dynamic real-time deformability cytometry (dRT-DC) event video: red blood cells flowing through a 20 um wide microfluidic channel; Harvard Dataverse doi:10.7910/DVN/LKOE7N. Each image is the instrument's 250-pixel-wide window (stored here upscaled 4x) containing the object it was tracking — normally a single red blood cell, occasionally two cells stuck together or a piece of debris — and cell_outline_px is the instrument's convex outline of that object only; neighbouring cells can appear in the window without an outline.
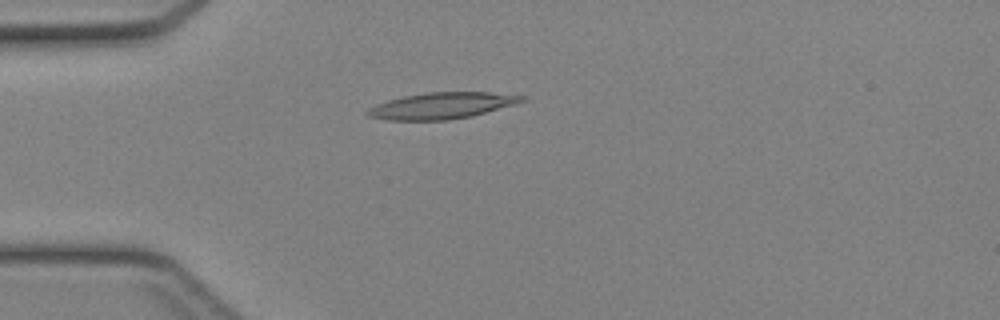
{"species": "Egyptian fruit bat (a non-hibernating species)", "species_latin": "Rousettus aegyptiacus", "temperature_condition": "cold", "stored_images_in_passage": 39, "camera_frame_rate_fps": 3000, "um_per_image_px": 0.085, "animal": {"sex": "female"}, "frame": {"image": 1, "passage_image": 7, "time_ms": 2.0, "image_size_px": [1000, 320], "cell_outline_px": [[528, 100], [516, 104], [472, 116], [448, 120], [388, 120], [368, 116], [364, 112], [368, 108], [376, 104], [388, 100], [404, 96], [428, 92], [488, 92], [528, 96]], "centroid_in_image_um": [37.58, 8.98], "position_along_channel_um": 47.4, "area_um2": 23.81}}
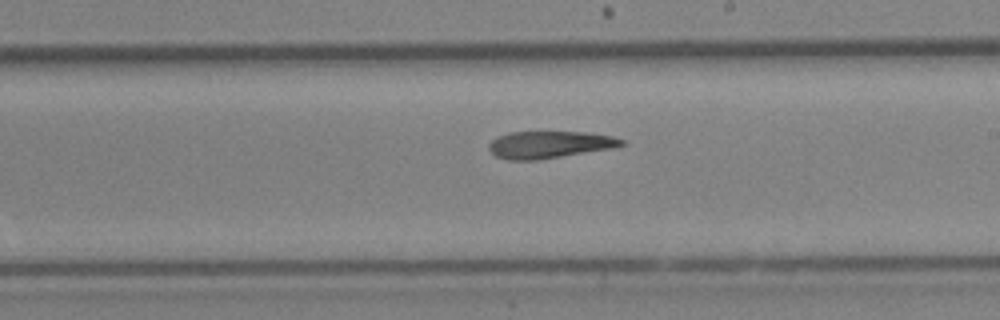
{"frame": {"image": 2, "passage_image": 21, "time_ms": 6.667, "image_size_px": [1000, 320], "cell_outline_px": [[628, 144], [616, 148], [540, 160], [508, 160], [496, 156], [488, 148], [488, 144], [492, 140], [508, 132], [584, 132], [612, 136], [624, 140]], "centroid_in_image_um": [46.76, 12.3], "position_along_channel_um": 242.2, "area_um2": 21.21}}
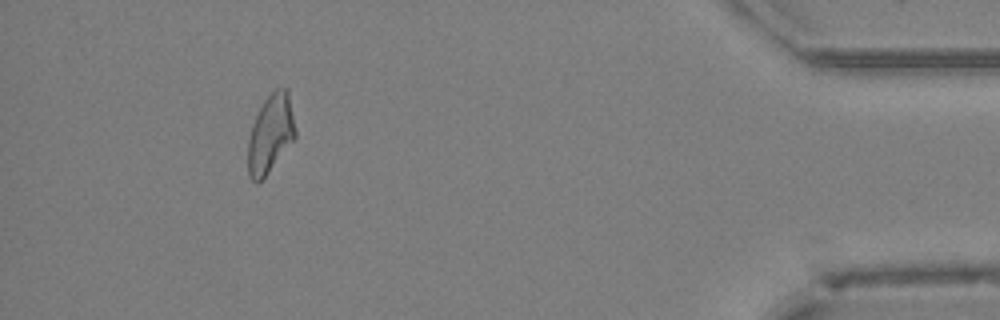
{"frame": {"image": 3, "passage_image": 36, "time_ms": 11.667, "image_size_px": [1000, 320], "cell_outline_px": [[296, 136], [264, 176], [256, 184], [248, 176], [248, 140], [252, 124], [264, 100], [276, 88], [288, 88], [296, 132]], "centroid_in_image_um": [22.98, 11.34], "position_along_channel_um": 412.2, "area_um2": 21.21}}